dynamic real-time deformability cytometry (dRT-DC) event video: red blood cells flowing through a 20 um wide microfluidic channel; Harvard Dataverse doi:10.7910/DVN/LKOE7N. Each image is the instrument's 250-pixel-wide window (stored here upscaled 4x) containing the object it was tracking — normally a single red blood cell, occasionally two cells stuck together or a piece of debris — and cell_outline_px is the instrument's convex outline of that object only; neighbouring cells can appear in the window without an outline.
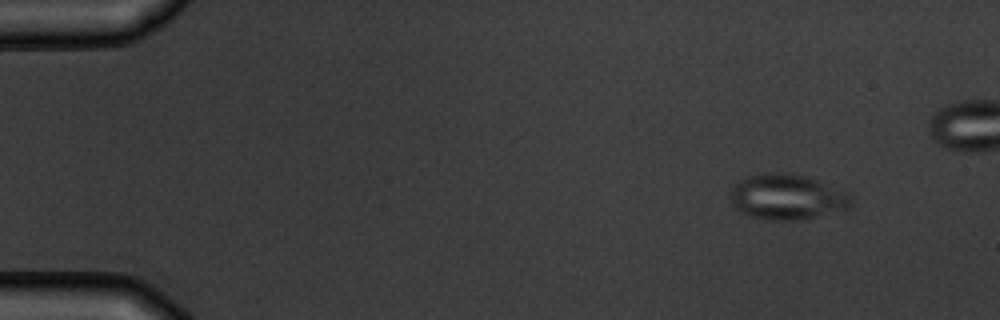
{"species": "common noctule bat (a hibernating species)", "species_latin": "Nyctalus noctula", "temperature_condition": "warm", "stored_images_in_passage": 5, "camera_frame_rate_fps": 3000, "um_per_image_px": 0.085, "animal": {"sex": "male", "body_mass_g": 19.5, "forearm_length_mm": 54.6}, "frame": {"image": 1, "passage_image": 1, "time_ms": 0.0, "image_size_px": [1000, 320], "cell_outline_px": [[852, 204], [848, 208], [796, 220], [764, 220], [740, 212], [732, 208], [732, 188], [744, 176], [764, 172], [780, 172], [804, 176], [816, 180], [844, 192], [852, 196]], "centroid_in_image_um": [66.83, 16.73], "position_along_channel_um": 18.2, "area_um2": 31.56}}